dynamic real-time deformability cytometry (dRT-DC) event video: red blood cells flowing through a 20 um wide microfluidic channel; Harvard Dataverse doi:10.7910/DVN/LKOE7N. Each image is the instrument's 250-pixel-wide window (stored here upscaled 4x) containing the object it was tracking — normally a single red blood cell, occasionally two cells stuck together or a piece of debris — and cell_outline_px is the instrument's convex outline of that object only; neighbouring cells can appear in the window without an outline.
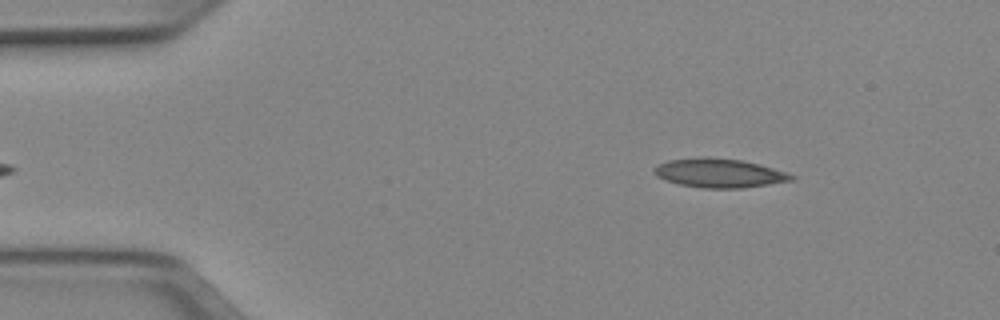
{"species": "Egyptian fruit bat (a non-hibernating species)", "species_latin": "Rousettus aegyptiacus", "temperature_condition": "cold", "stored_images_in_passage": 45, "camera_frame_rate_fps": 3000, "um_per_image_px": 0.085, "animal": {"sex": "female"}, "frame": {"image": 1, "passage_image": 2, "time_ms": 0.333, "image_size_px": [1000, 320], "cell_outline_px": [[796, 180], [744, 188], [704, 188], [680, 184], [664, 180], [656, 176], [652, 172], [660, 164], [668, 160], [700, 156], [740, 160], [760, 164], [788, 172], [796, 176]], "centroid_in_image_um": [61.18, 14.71], "position_along_channel_um": 23.8, "area_um2": 23.35}}
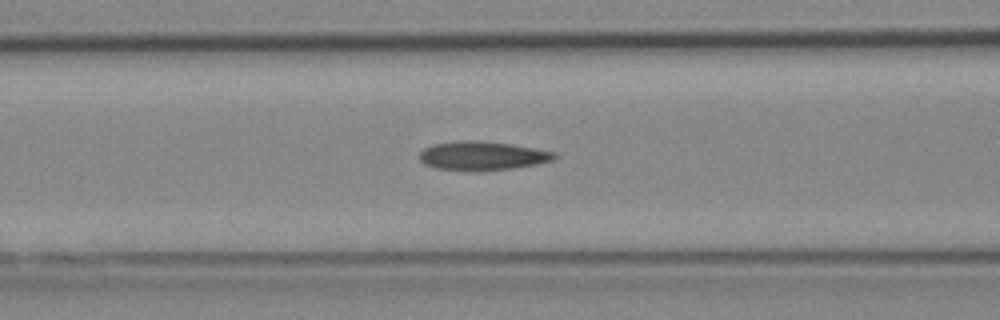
{"frame": {"image": 2, "passage_image": 15, "time_ms": 4.667, "image_size_px": [1000, 320], "cell_outline_px": [[556, 156], [552, 160], [536, 164], [512, 168], [436, 168], [424, 164], [420, 160], [420, 152], [424, 148], [432, 144], [456, 140], [476, 140], [512, 144], [556, 152]], "centroid_in_image_um": [40.99, 13.18], "position_along_channel_um": 125.6, "area_um2": 21.79}}
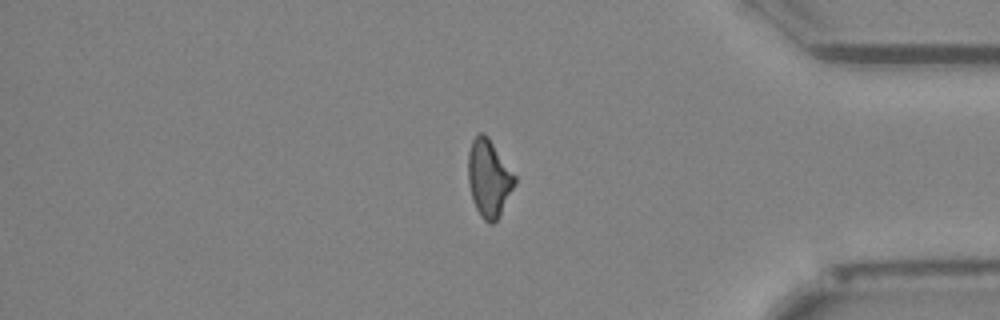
{"frame": {"image": 3, "passage_image": 37, "time_ms": 12.0, "image_size_px": [1000, 320], "cell_outline_px": [[516, 184], [500, 216], [492, 224], [488, 224], [480, 216], [472, 200], [468, 184], [468, 152], [472, 140], [480, 132], [484, 132], [488, 136], [516, 176]], "centroid_in_image_um": [41.55, 15.16], "position_along_channel_um": 393.6, "area_um2": 21.27}, "authors_computed_cell_mechanics": {"area_um2": 21.8484, "velocity_mm_per_s": 3.9961, "shape_relaxation_time_tau1_ms": null, "shape_relaxation_time_tau2_ms": 5.7761, "deformation_change_tau1": null, "deformation_change_tau2": 0.1571}}